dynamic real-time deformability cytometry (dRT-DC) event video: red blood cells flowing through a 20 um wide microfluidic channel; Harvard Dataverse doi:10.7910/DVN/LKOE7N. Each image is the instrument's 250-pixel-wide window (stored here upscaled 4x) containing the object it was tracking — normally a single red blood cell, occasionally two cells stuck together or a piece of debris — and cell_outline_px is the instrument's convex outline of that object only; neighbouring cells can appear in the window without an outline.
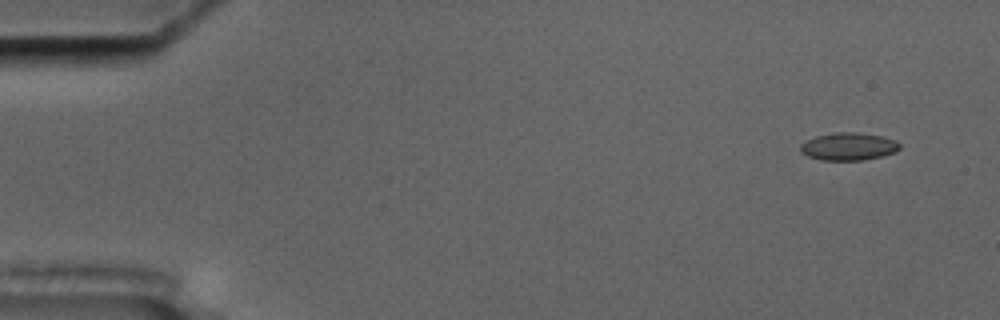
{"species": "common noctule bat (a hibernating species)", "species_latin": "Nyctalus noctula", "temperature_condition": "cold", "stored_images_in_passage": 5, "camera_frame_rate_fps": 3000, "um_per_image_px": 0.085, "animal": {"sex": "male", "body_mass_g": 17.5, "forearm_length_mm": 52.3}, "frame": {"image": 1, "passage_image": 1, "time_ms": 0.0, "image_size_px": [1000, 320], "cell_outline_px": [[900, 148], [896, 152], [864, 160], [820, 160], [808, 156], [800, 152], [800, 144], [816, 136], [836, 132], [856, 132], [880, 136], [896, 140], [900, 144]], "centroid_in_image_um": [72.12, 12.45], "position_along_channel_um": 12.9, "area_um2": 15.95}}
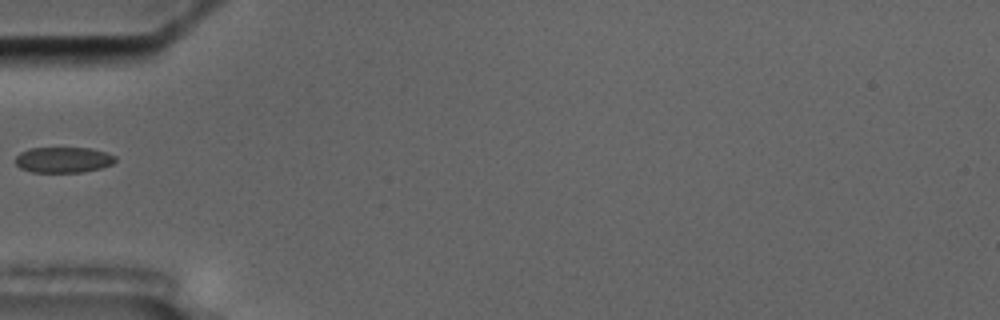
{"frame": {"image": 2, "passage_image": 5, "time_ms": 5.333, "image_size_px": [1000, 320], "cell_outline_px": [[116, 160], [112, 164], [100, 168], [80, 172], [32, 172], [20, 168], [16, 164], [16, 156], [20, 152], [28, 148], [92, 148], [116, 156]], "centroid_in_image_um": [5.36, 13.58], "position_along_channel_um": 79.6, "area_um2": 14.91}}